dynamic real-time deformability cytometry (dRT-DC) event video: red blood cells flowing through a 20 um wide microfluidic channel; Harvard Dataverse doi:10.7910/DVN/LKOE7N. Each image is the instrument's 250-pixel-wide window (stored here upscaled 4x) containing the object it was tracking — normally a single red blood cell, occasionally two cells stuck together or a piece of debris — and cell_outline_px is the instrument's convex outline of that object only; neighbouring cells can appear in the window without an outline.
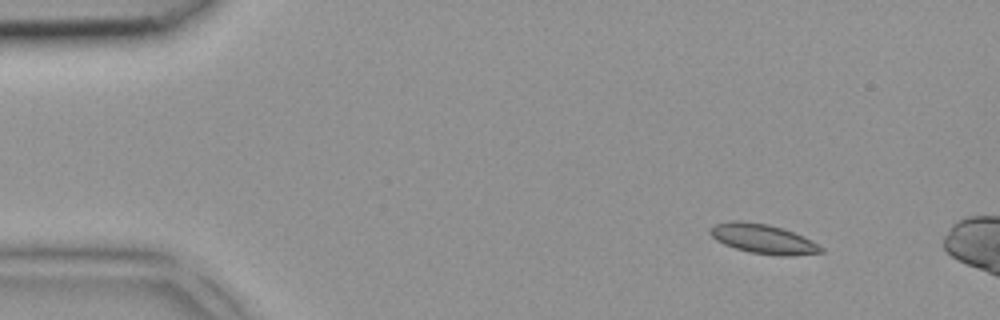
{"species": "common noctule bat (a hibernating species)", "species_latin": "Nyctalus noctula", "temperature_condition": "room temperature", "stored_images_in_passage": 3, "camera_frame_rate_fps": 3000, "um_per_image_px": 0.085, "animal": {"sex": "female", "body_mass_g": 18.4}, "frame": {"image": 1, "passage_image": 1, "time_ms": 0.0, "image_size_px": [1000, 320], "cell_outline_px": [[824, 252], [792, 256], [780, 256], [752, 252], [736, 248], [724, 244], [716, 240], [708, 232], [708, 228], [716, 224], [728, 220], [740, 220], [768, 224], [804, 236], [812, 240], [824, 248]], "centroid_in_image_um": [64.86, 20.3], "position_along_channel_um": 20.1, "area_um2": 19.13}}